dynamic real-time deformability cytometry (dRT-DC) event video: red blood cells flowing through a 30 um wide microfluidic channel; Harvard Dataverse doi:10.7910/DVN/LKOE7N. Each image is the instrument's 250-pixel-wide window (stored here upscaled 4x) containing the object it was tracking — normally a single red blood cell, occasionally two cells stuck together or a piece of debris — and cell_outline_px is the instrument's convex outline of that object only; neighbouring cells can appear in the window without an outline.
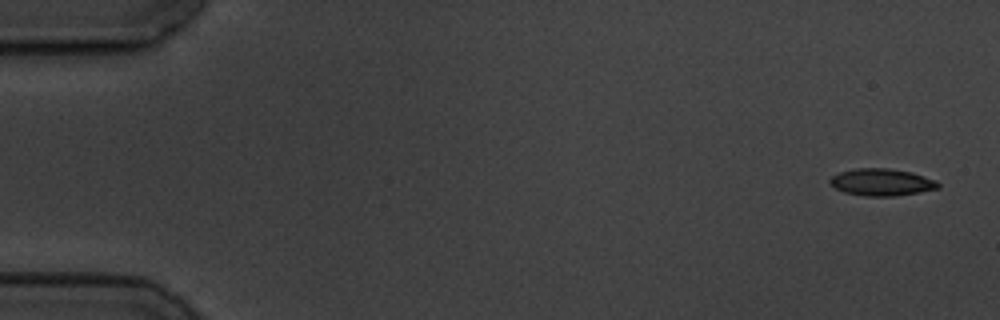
{"species": "common noctule bat (a hibernating species)", "species_latin": "Nyctalus noctula", "temperature_condition": "cold", "stored_images_in_passage": 13, "camera_frame_rate_fps": 3000, "um_per_image_px": 0.085, "animal": {"sex": "male", "body_mass_g": 19.5, "forearm_length_mm": 54.6}, "frame": {"image": 1, "passage_image": 1, "time_ms": 0.0, "image_size_px": [1000, 320], "cell_outline_px": [[940, 188], [920, 192], [896, 196], [864, 196], [844, 192], [836, 188], [828, 180], [832, 176], [840, 172], [856, 168], [888, 168], [912, 172], [936, 180], [940, 184]], "centroid_in_image_um": [74.97, 15.49], "position_along_channel_um": 10.0, "area_um2": 17.11}}
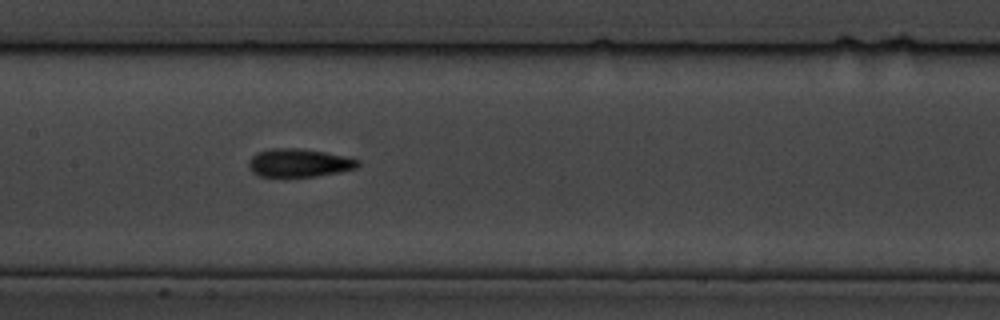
{"frame": {"image": 2, "passage_image": 8, "time_ms": 8.667, "image_size_px": [1000, 320], "cell_outline_px": [[360, 164], [356, 168], [340, 172], [316, 176], [284, 180], [280, 180], [260, 176], [252, 172], [248, 168], [248, 160], [256, 152], [268, 148], [300, 148], [324, 152], [344, 156], [360, 160]], "centroid_in_image_um": [25.33, 13.89], "position_along_channel_um": 182.1, "area_um2": 18.9}}
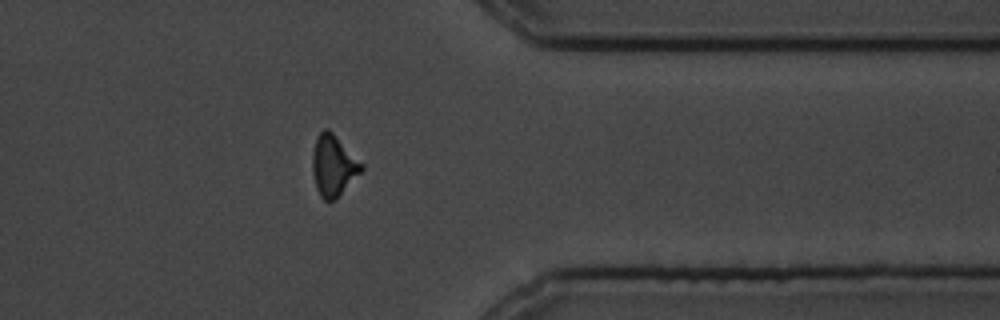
{"frame": {"image": 3, "passage_image": 13, "time_ms": 14.667, "image_size_px": [1000, 320], "cell_outline_px": [[364, 168], [336, 200], [324, 200], [320, 196], [316, 188], [312, 172], [312, 152], [316, 136], [324, 128], [328, 128], [364, 164]], "centroid_in_image_um": [28.32, 14.07], "position_along_channel_um": 383.1, "area_um2": 17.57}, "authors_computed_cell_mechanics": {"area_um2": 17.3978, "velocity_mm_per_s": 3.5208, "shape_relaxation_time_tau1_ms": 2.1809, "shape_relaxation_time_tau2_ms": 3.3642, "deformation_change_tau1": 0.1016, "deformation_change_tau2": 0.0708}}